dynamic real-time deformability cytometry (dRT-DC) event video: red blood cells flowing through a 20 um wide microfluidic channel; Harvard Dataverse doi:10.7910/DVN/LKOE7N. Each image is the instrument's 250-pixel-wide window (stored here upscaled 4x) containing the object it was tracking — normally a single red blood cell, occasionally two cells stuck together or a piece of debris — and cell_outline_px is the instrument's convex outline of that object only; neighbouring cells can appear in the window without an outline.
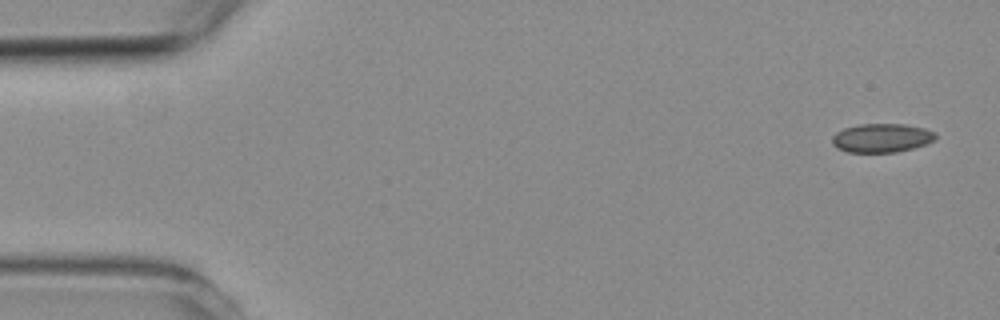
{"species": "common noctule bat (a hibernating species)", "species_latin": "Nyctalus noctula", "temperature_condition": "room temperature", "stored_images_in_passage": 5, "camera_frame_rate_fps": 3000, "um_per_image_px": 0.085, "animal": {"sex": "female", "body_mass_g": 19.3, "forearm_length_mm": 54.1}, "frame": {"image": 1, "passage_image": 1, "time_ms": 0.0, "image_size_px": [1000, 320], "cell_outline_px": [[936, 140], [912, 148], [896, 152], [848, 152], [836, 148], [832, 144], [832, 136], [836, 132], [844, 128], [860, 124], [904, 124], [924, 128], [936, 132]], "centroid_in_image_um": [74.93, 11.72], "position_along_channel_um": 10.1, "area_um2": 17.4}}
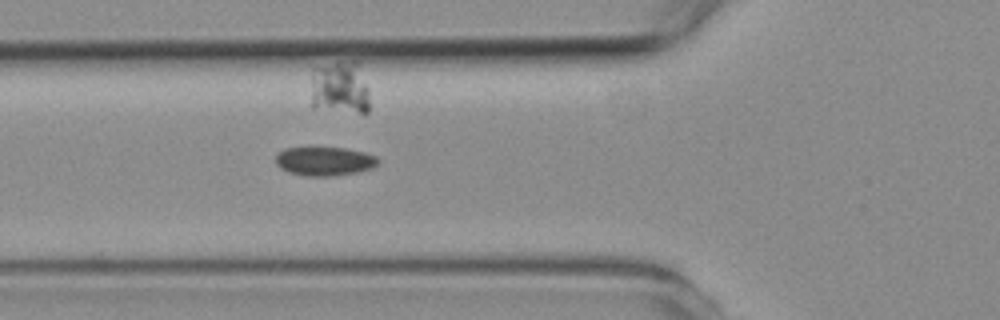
{"frame": {"image": 2, "passage_image": 5, "time_ms": 5.333, "image_size_px": [1000, 320], "cell_outline_px": [[380, 164], [372, 168], [356, 172], [332, 176], [308, 176], [288, 172], [280, 168], [276, 164], [276, 156], [284, 148], [312, 144], [344, 148], [364, 152], [376, 156], [380, 160]], "centroid_in_image_um": [27.56, 13.65], "position_along_channel_um": 98.2, "area_um2": 18.03}}